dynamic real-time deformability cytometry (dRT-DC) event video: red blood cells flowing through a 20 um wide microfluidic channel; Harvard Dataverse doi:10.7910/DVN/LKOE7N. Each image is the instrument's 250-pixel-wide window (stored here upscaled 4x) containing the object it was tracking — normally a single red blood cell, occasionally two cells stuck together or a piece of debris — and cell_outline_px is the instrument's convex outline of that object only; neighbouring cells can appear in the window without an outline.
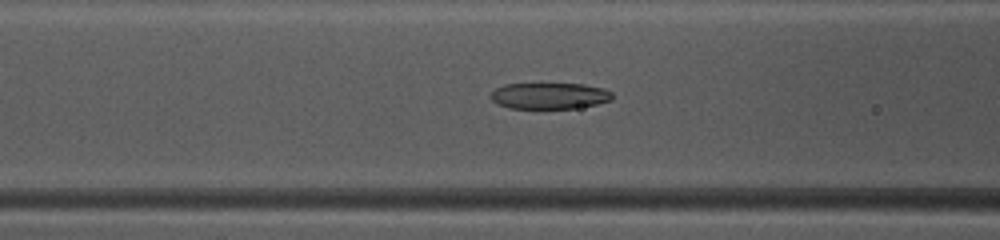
{"species": "common noctule bat (a hibernating species)", "species_latin": "Nyctalus noctula", "temperature_condition": "warm", "stored_images_in_passage": 48, "camera_frame_rate_fps": 3000, "um_per_image_px": 0.085, "animal": {"sex": "female", "body_mass_g": 10.0, "forearm_length_mm": 53.1}, "frame": {"image": 1, "passage_image": 20, "time_ms": 6.333, "image_size_px": [1000, 240], "cell_outline_px": [[612, 100], [596, 104], [572, 108], [508, 108], [492, 100], [492, 92], [496, 88], [504, 84], [584, 84], [604, 88], [612, 92]], "centroid_in_image_um": [46.73, 8.14], "position_along_channel_um": 119.9, "area_um2": 18.38}}
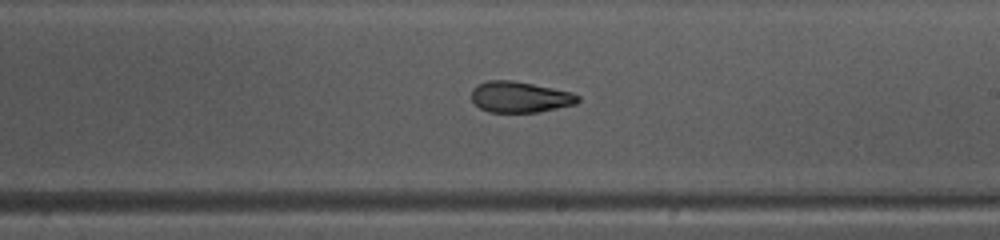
{"frame": {"image": 2, "passage_image": 29, "time_ms": 9.333, "image_size_px": [1000, 240], "cell_outline_px": [[580, 100], [576, 104], [540, 112], [488, 112], [480, 108], [472, 100], [472, 88], [488, 80], [512, 80], [572, 92], [580, 96]], "centroid_in_image_um": [44.21, 8.25], "position_along_channel_um": 244.8, "area_um2": 19.19}}
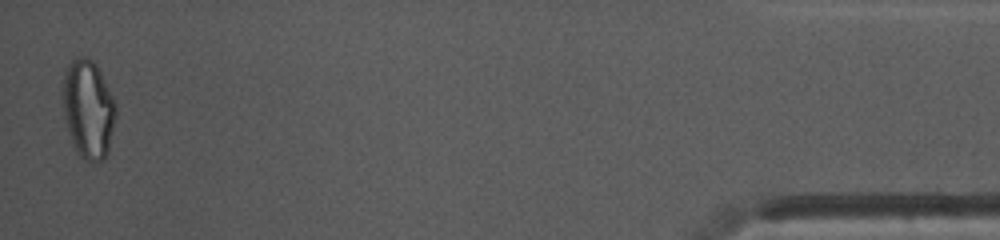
{"frame": {"image": 3, "passage_image": 48, "time_ms": 15.667, "image_size_px": [1000, 240], "cell_outline_px": [[116, 116], [108, 152], [104, 160], [84, 160], [76, 152], [72, 144], [68, 132], [64, 116], [64, 72], [68, 64], [72, 60], [80, 56], [84, 56], [92, 60], [96, 64], [116, 104]], "centroid_in_image_um": [7.51, 9.29], "position_along_channel_um": 427.7, "area_um2": 30.23}, "authors_computed_cell_mechanics": {"area_um2": 20.9814, "velocity_mm_per_s": 4.1614, "shape_relaxation_time_tau1_ms": null, "shape_relaxation_time_tau2_ms": 3.0945, "deformation_change_tau1": null, "deformation_change_tau2": 0.0783}}